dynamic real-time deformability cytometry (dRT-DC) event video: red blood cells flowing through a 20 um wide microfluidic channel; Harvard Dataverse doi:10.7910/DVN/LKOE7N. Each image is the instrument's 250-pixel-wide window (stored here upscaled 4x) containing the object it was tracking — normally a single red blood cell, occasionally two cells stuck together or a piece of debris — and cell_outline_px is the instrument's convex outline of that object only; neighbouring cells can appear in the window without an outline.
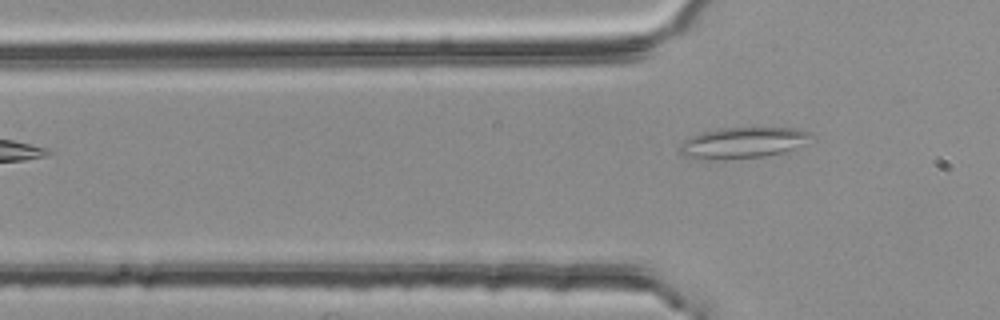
{"species": "common noctule bat (a hibernating species)", "species_latin": "Nyctalus noctula", "temperature_condition": "room temperature", "stored_images_in_passage": 4, "camera_frame_rate_fps": 3000, "um_per_image_px": 0.085, "animal": {"sex": "female", "body_mass_g": 25.1}, "frame": {"image": 1, "passage_image": 4, "time_ms": 1.0, "image_size_px": [1000, 320], "cell_outline_px": [[812, 132], [800, 144], [784, 152], [764, 156], [720, 160], [696, 160], [684, 156], [680, 152], [680, 144], [688, 136], [720, 128], [792, 128]], "centroid_in_image_um": [62.99, 12.15], "position_along_channel_um": 62.8, "area_um2": 23.47}}